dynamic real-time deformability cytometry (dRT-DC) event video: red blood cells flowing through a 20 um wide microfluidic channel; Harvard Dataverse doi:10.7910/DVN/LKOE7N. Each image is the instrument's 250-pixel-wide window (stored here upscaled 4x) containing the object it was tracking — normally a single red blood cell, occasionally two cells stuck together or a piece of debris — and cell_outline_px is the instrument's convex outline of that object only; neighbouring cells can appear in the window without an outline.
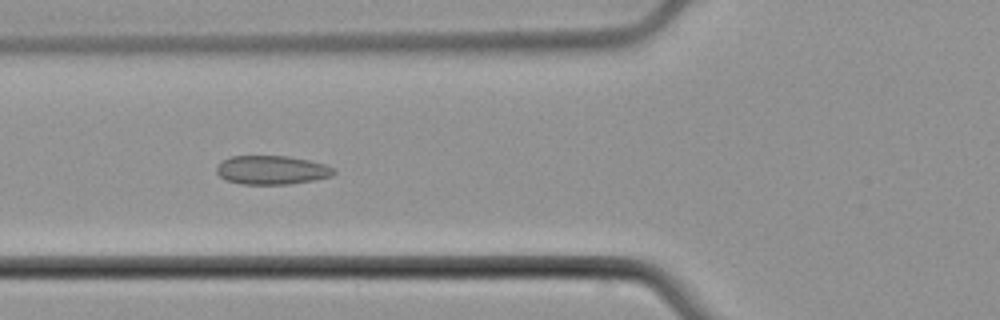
{"species": "common noctule bat (a hibernating species)", "species_latin": "Nyctalus noctula", "temperature_condition": "cold", "stored_images_in_passage": 6, "camera_frame_rate_fps": 3000, "um_per_image_px": 0.085, "animal": {"sex": "male", "body_mass_g": 21.5, "forearm_length_mm": 52.0}, "frame": {"image": 1, "passage_image": 5, "time_ms": 5.667, "image_size_px": [1000, 320], "cell_outline_px": [[336, 172], [332, 176], [312, 180], [288, 184], [240, 184], [224, 180], [216, 172], [216, 168], [224, 160], [232, 156], [288, 156], [308, 160], [324, 164], [336, 168]], "centroid_in_image_um": [23.11, 14.45], "position_along_channel_um": 102.7, "area_um2": 19.65}}
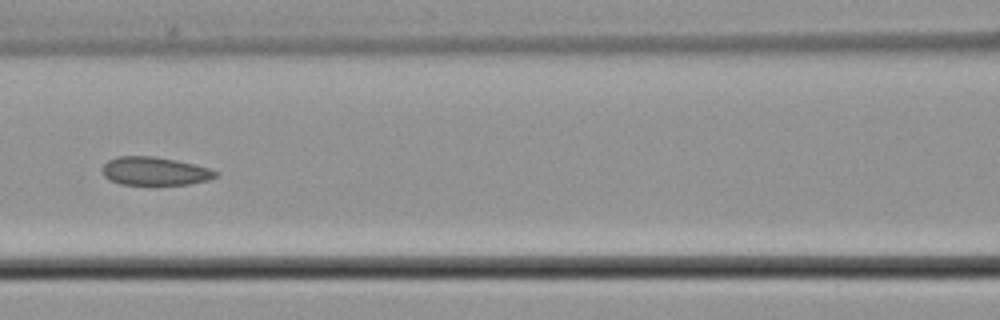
{"frame": {"image": 2, "passage_image": 6, "time_ms": 7.0, "image_size_px": [1000, 320], "cell_outline_px": [[220, 172], [216, 176], [208, 180], [188, 184], [120, 184], [108, 180], [104, 176], [104, 164], [108, 160], [116, 156], [156, 156], [176, 160], [208, 168]], "centroid_in_image_um": [13.14, 14.54], "position_along_channel_um": 153.5, "area_um2": 18.55}}